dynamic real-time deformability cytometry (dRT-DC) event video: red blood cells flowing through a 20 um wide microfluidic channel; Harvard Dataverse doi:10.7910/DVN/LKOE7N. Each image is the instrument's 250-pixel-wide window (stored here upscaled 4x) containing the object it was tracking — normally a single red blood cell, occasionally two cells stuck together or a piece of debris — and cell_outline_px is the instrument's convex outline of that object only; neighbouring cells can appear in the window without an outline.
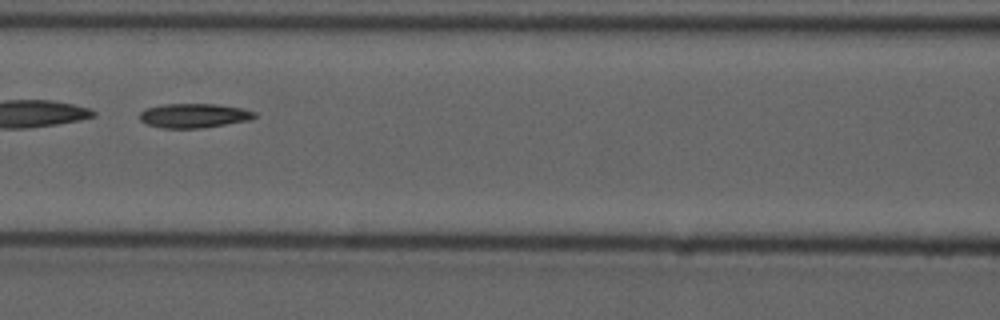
{"species": "common noctule bat (a hibernating species)", "species_latin": "Nyctalus noctula", "temperature_condition": "cold", "stored_images_in_passage": 55, "segment_of_instrument_passage": [2, 2], "camera_frame_rate_fps": 3000, "um_per_image_px": 0.085, "animal": {"sex": "male", "forearm_length_mm": 52.5}, "frame": {"image": 1, "passage_image": 25, "time_ms": 8.0, "image_size_px": [1000, 320], "cell_outline_px": [[256, 116], [252, 120], [200, 128], [164, 128], [148, 124], [140, 120], [140, 112], [148, 108], [164, 104], [216, 104], [240, 108], [256, 112]], "centroid_in_image_um": [16.51, 9.83], "position_along_channel_um": 150.1, "area_um2": 16.13}}
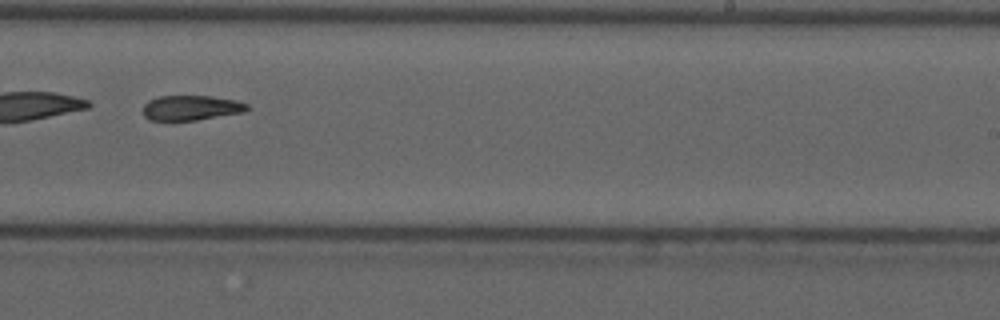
{"frame": {"image": 2, "passage_image": 35, "time_ms": 11.333, "image_size_px": [1000, 320], "cell_outline_px": [[252, 108], [244, 112], [196, 120], [148, 120], [144, 116], [144, 104], [148, 100], [160, 96], [212, 96], [236, 100], [248, 104]], "centroid_in_image_um": [16.27, 9.16], "position_along_channel_um": 272.7, "area_um2": 15.2}}